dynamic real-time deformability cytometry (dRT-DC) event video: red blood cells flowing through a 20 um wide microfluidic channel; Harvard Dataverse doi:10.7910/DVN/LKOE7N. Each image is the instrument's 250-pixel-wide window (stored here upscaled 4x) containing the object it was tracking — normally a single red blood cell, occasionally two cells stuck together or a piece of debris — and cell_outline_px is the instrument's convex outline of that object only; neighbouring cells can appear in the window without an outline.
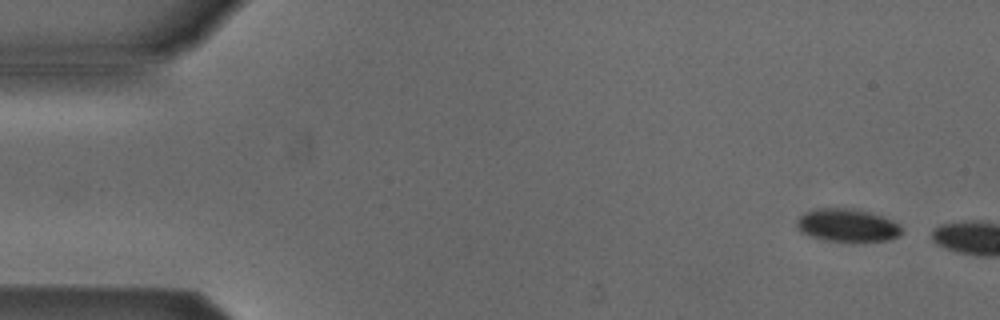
{"species": "Egyptian fruit bat (a non-hibernating species)", "species_latin": "Rousettus aegyptiacus", "temperature_condition": "cold", "stored_images_in_passage": 2, "camera_frame_rate_fps": 3000, "um_per_image_px": 0.085, "animal": {"sex": "male"}, "frame": {"image": 1, "passage_image": 1, "time_ms": 0.0, "image_size_px": [1000, 320], "cell_outline_px": [[904, 232], [888, 240], [820, 240], [808, 236], [800, 232], [796, 228], [796, 220], [804, 212], [824, 208], [852, 208], [868, 212], [892, 220]], "centroid_in_image_um": [71.94, 19.14], "position_along_channel_um": 13.1, "area_um2": 19.77}}